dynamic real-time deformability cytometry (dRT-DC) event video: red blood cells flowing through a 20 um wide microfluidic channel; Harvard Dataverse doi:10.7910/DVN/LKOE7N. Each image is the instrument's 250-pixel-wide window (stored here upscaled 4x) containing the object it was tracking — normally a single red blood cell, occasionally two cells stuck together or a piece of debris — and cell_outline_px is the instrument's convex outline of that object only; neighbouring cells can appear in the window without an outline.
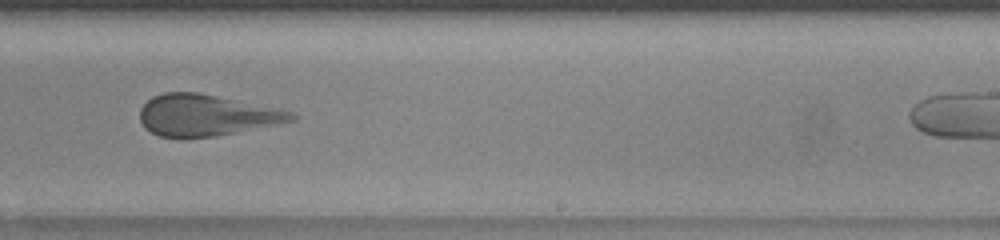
{"species": "human", "species_latin": "Homo sapiens", "temperature_condition": "warm", "stored_images_in_passage": 42, "camera_frame_rate_fps": 3000, "um_per_image_px": 0.085, "donor": {"sex": "female"}, "frame": {"image": 1, "passage_image": 30, "time_ms": 9.667, "image_size_px": [1000, 240], "cell_outline_px": [[300, 116], [296, 120], [216, 136], [180, 140], [160, 136], [144, 128], [140, 120], [140, 108], [152, 96], [164, 92], [196, 92], [216, 96], [292, 112]], "centroid_in_image_um": [17.46, 9.82], "position_along_channel_um": 271.5, "area_um2": 36.53}}